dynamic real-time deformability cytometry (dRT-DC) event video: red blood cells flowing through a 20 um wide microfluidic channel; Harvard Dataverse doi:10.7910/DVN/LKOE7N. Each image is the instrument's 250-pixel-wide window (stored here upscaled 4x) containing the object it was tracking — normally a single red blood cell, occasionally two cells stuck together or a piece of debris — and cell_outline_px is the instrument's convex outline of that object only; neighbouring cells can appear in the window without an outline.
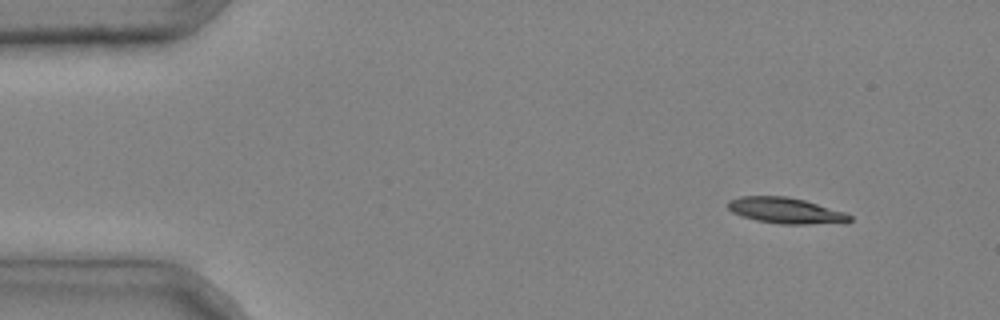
{"species": "common noctule bat (a hibernating species)", "species_latin": "Nyctalus noctula", "temperature_condition": "cold", "stored_images_in_passage": 4, "segment_of_instrument_passage": [1, 2], "camera_frame_rate_fps": 3000, "um_per_image_px": 0.085, "animal": {"sex": "male", "body_mass_g": 20.4}, "frame": {"image": 1, "passage_image": 1, "time_ms": 0.0, "image_size_px": [1000, 320], "cell_outline_px": [[852, 220], [848, 224], [780, 224], [756, 220], [732, 212], [728, 208], [728, 200], [740, 196], [788, 196], [804, 200], [844, 212], [852, 216]], "centroid_in_image_um": [66.85, 17.91], "position_along_channel_um": 18.2, "area_um2": 18.55}}